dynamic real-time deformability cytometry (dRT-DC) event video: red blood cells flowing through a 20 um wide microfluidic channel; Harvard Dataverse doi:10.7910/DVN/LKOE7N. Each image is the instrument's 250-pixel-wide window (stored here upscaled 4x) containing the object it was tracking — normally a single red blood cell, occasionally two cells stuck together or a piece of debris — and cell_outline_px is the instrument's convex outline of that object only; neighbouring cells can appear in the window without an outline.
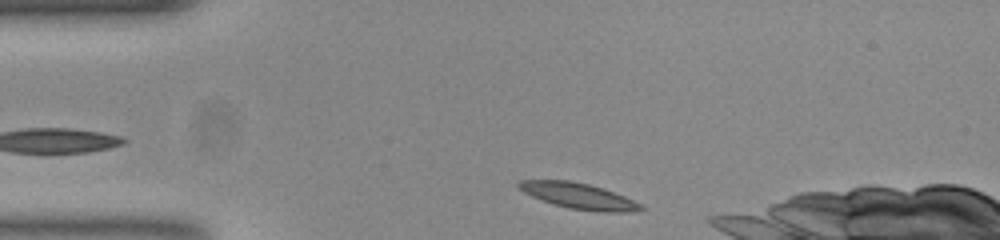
{"species": "common noctule bat (a hibernating species)", "species_latin": "Nyctalus noctula", "temperature_condition": "room temperature", "stored_images_in_passage": 38, "camera_frame_rate_fps": 3000, "um_per_image_px": 0.085, "animal": {"sex": "female", "body_mass_g": 23.0, "forearm_length_mm": 53.4}, "frame": {"image": 1, "passage_image": 2, "time_ms": 0.333, "image_size_px": [1000, 240], "cell_outline_px": [[644, 208], [624, 212], [596, 212], [568, 208], [532, 196], [524, 192], [516, 184], [520, 180], [568, 180], [588, 184], [624, 196], [640, 204]], "centroid_in_image_um": [49.15, 16.65], "position_along_channel_um": 35.9, "area_um2": 17.86}}
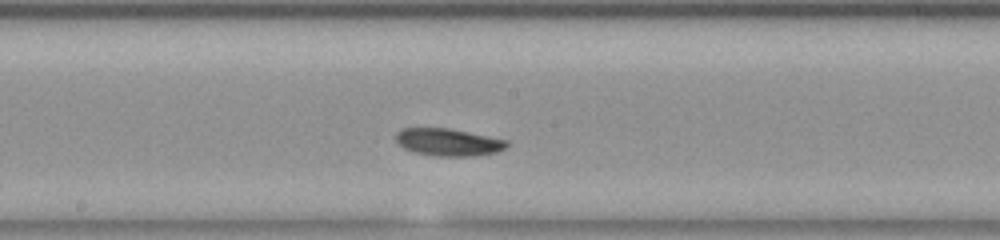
{"frame": {"image": 2, "passage_image": 19, "time_ms": 6.0, "image_size_px": [1000, 240], "cell_outline_px": [[508, 144], [504, 148], [496, 152], [476, 156], [436, 156], [416, 152], [404, 148], [396, 140], [396, 132], [400, 128], [448, 128], [508, 140]], "centroid_in_image_um": [38.1, 12.08], "position_along_channel_um": 210.1, "area_um2": 17.57}}
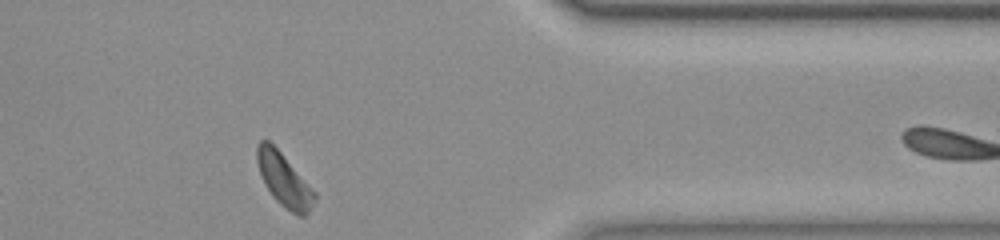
{"frame": {"image": 3, "passage_image": 35, "time_ms": 11.333, "image_size_px": [1000, 240], "cell_outline_px": [[316, 200], [308, 212], [304, 216], [300, 216], [292, 212], [280, 204], [272, 196], [260, 172], [256, 160], [256, 144], [260, 140], [268, 140], [280, 152], [316, 192]], "centroid_in_image_um": [24.15, 15.29], "position_along_channel_um": 387.3, "area_um2": 17.46}, "authors_computed_cell_mechanics": {"area_um2": 17.4556, "velocity_mm_per_s": 3.7109, "shape_relaxation_time_tau1_ms": 2.7914, "shape_relaxation_time_tau2_ms": null, "deformation_change_tau1": 0.0774, "deformation_change_tau2": null}}